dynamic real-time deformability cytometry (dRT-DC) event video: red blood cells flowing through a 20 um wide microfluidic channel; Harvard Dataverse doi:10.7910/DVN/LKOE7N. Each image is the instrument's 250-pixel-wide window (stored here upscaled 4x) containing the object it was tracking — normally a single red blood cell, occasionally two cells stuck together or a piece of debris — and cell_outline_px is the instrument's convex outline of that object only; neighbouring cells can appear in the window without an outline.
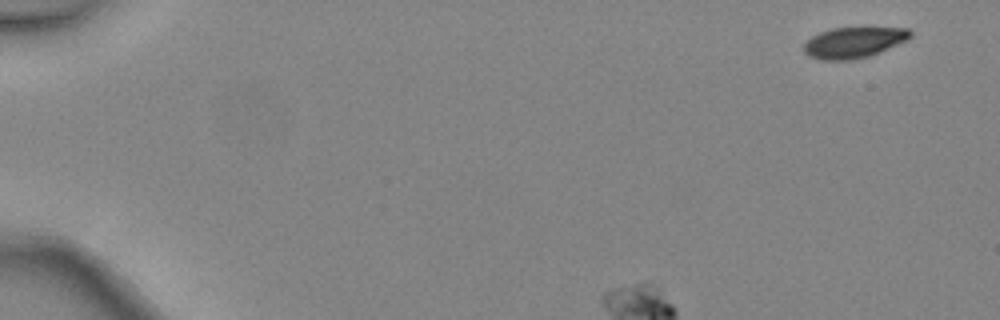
{"species": "common noctule bat (a hibernating species)", "species_latin": "Nyctalus noctula", "temperature_condition": "warm", "stored_images_in_passage": 5, "camera_frame_rate_fps": 3000, "um_per_image_px": 0.085, "animal": {"sex": "female", "body_mass_g": 24.6, "forearm_length_mm": 56.2}, "frame": {"image": 1, "passage_image": 1, "time_ms": 0.0, "image_size_px": [1000, 320], "cell_outline_px": [[912, 36], [908, 40], [880, 52], [868, 56], [852, 60], [820, 60], [808, 56], [804, 52], [804, 44], [812, 36], [820, 32], [832, 28], [908, 28], [912, 32]], "centroid_in_image_um": [72.57, 3.62], "position_along_channel_um": 12.4, "area_um2": 19.13}}
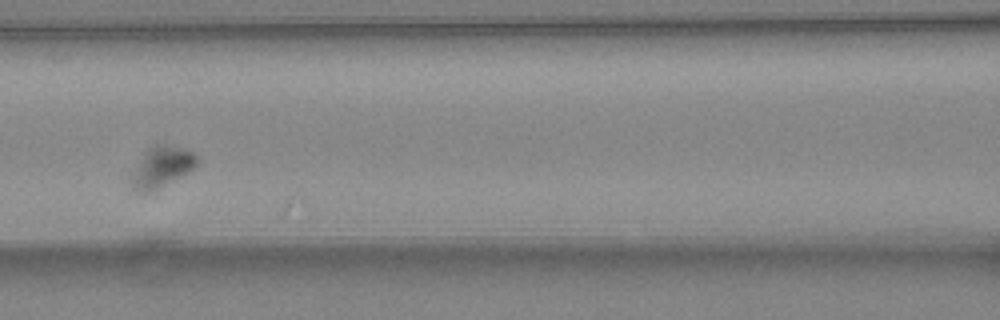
{"frame": {"image": 2, "passage_image": 5, "time_ms": 1.333, "image_size_px": [1000, 320], "cell_outline_px": [[196, 164], [188, 172], [152, 192], [140, 192], [132, 188], [132, 172], [144, 152], [148, 148], [156, 144], [164, 144], [184, 148], [192, 152], [196, 156]], "centroid_in_image_um": [13.71, 14.19], "position_along_channel_um": 152.9, "area_um2": 15.32}}